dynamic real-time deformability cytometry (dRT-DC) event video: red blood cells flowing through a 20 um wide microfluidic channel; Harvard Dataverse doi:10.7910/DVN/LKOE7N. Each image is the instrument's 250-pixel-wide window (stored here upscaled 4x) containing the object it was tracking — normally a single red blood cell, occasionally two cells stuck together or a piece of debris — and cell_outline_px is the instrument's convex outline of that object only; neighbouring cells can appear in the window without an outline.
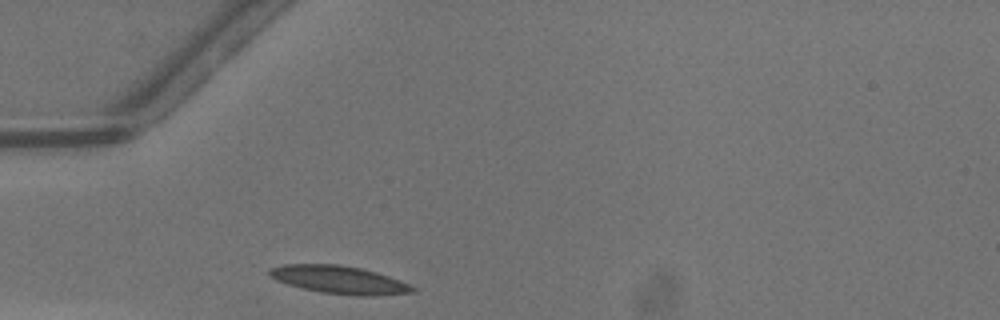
{"species": "common noctule bat (a hibernating species)", "species_latin": "Nyctalus noctula", "temperature_condition": "warm", "stored_images_in_passage": 24, "camera_frame_rate_fps": 3000, "um_per_image_px": 0.085, "animal": {"sex": "male", "body_mass_g": 13.3}, "frame": {"image": 1, "passage_image": 1, "time_ms": 0.0, "image_size_px": [1000, 320], "cell_outline_px": [[416, 292], [376, 296], [356, 296], [320, 292], [288, 284], [276, 280], [268, 276], [268, 268], [284, 264], [340, 264], [360, 268], [376, 272], [400, 280], [416, 288]], "centroid_in_image_um": [28.83, 23.78], "position_along_channel_um": 56.2, "area_um2": 23.41}}
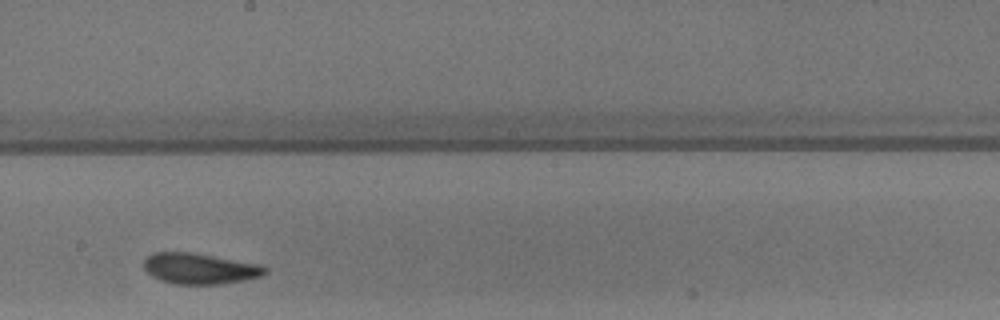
{"frame": {"image": 2, "passage_image": 14, "time_ms": 4.333, "image_size_px": [1000, 320], "cell_outline_px": [[268, 272], [260, 276], [244, 280], [220, 284], [172, 284], [160, 280], [152, 276], [144, 268], [144, 260], [148, 256], [156, 252], [192, 252], [264, 264], [268, 268]], "centroid_in_image_um": [17.03, 22.82], "position_along_channel_um": 231.2, "area_um2": 22.02}}
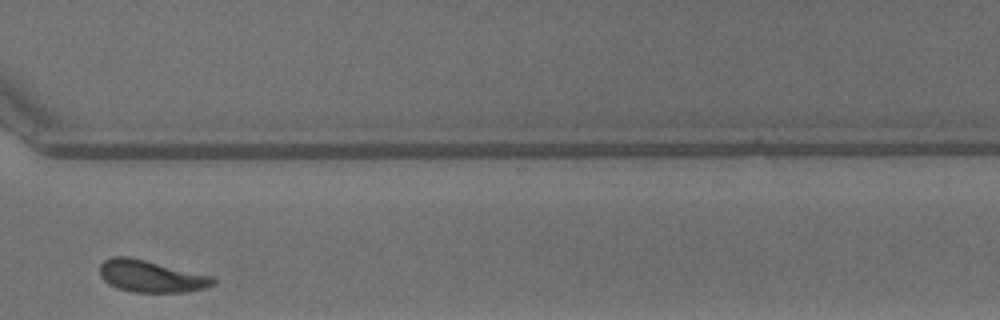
{"frame": {"image": 3, "passage_image": 23, "time_ms": 7.333, "image_size_px": [1000, 320], "cell_outline_px": [[216, 284], [204, 288], [184, 292], [132, 292], [116, 288], [108, 284], [100, 276], [100, 264], [104, 260], [112, 256], [128, 256], [212, 276], [216, 280]], "centroid_in_image_um": [12.81, 23.48], "position_along_channel_um": 357.8, "area_um2": 21.1}, "authors_computed_cell_mechanics": {"area_um2": 21.3571, "velocity_mm_per_s": 4.2201, "shape_relaxation_time_tau1_ms": 3.9053, "shape_relaxation_time_tau2_ms": 2.3358, "deformation_change_tau1": 0.1566, "deformation_change_tau2": 0.1035}}